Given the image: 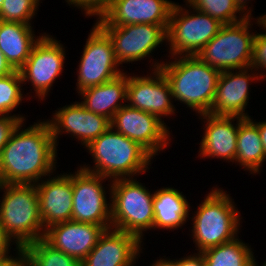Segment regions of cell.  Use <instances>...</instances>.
<instances>
[{
	"label": "cell",
	"instance_id": "cell-14",
	"mask_svg": "<svg viewBox=\"0 0 266 266\" xmlns=\"http://www.w3.org/2000/svg\"><path fill=\"white\" fill-rule=\"evenodd\" d=\"M147 75L128 73L127 105L149 112L164 122L177 113L171 87L160 69L147 71ZM163 118V119H162Z\"/></svg>",
	"mask_w": 266,
	"mask_h": 266
},
{
	"label": "cell",
	"instance_id": "cell-19",
	"mask_svg": "<svg viewBox=\"0 0 266 266\" xmlns=\"http://www.w3.org/2000/svg\"><path fill=\"white\" fill-rule=\"evenodd\" d=\"M143 245L133 234L105 230L81 266H135L144 252Z\"/></svg>",
	"mask_w": 266,
	"mask_h": 266
},
{
	"label": "cell",
	"instance_id": "cell-2",
	"mask_svg": "<svg viewBox=\"0 0 266 266\" xmlns=\"http://www.w3.org/2000/svg\"><path fill=\"white\" fill-rule=\"evenodd\" d=\"M163 59L159 69L169 82L173 101L197 115L210 113L221 71L197 55Z\"/></svg>",
	"mask_w": 266,
	"mask_h": 266
},
{
	"label": "cell",
	"instance_id": "cell-11",
	"mask_svg": "<svg viewBox=\"0 0 266 266\" xmlns=\"http://www.w3.org/2000/svg\"><path fill=\"white\" fill-rule=\"evenodd\" d=\"M76 169L72 172V221L100 225L105 230L111 229L112 180L86 171L80 166ZM106 180L108 187L104 183Z\"/></svg>",
	"mask_w": 266,
	"mask_h": 266
},
{
	"label": "cell",
	"instance_id": "cell-40",
	"mask_svg": "<svg viewBox=\"0 0 266 266\" xmlns=\"http://www.w3.org/2000/svg\"><path fill=\"white\" fill-rule=\"evenodd\" d=\"M163 257L159 256V259L157 257V260L155 259L150 266H176V259H171L166 256Z\"/></svg>",
	"mask_w": 266,
	"mask_h": 266
},
{
	"label": "cell",
	"instance_id": "cell-17",
	"mask_svg": "<svg viewBox=\"0 0 266 266\" xmlns=\"http://www.w3.org/2000/svg\"><path fill=\"white\" fill-rule=\"evenodd\" d=\"M174 4L175 1L171 0H112L110 8L95 22L99 26H168Z\"/></svg>",
	"mask_w": 266,
	"mask_h": 266
},
{
	"label": "cell",
	"instance_id": "cell-18",
	"mask_svg": "<svg viewBox=\"0 0 266 266\" xmlns=\"http://www.w3.org/2000/svg\"><path fill=\"white\" fill-rule=\"evenodd\" d=\"M198 118L204 123L203 135L196 158L221 159L223 162H235L237 135L240 117L215 116L210 113L200 114ZM236 121V122H235Z\"/></svg>",
	"mask_w": 266,
	"mask_h": 266
},
{
	"label": "cell",
	"instance_id": "cell-26",
	"mask_svg": "<svg viewBox=\"0 0 266 266\" xmlns=\"http://www.w3.org/2000/svg\"><path fill=\"white\" fill-rule=\"evenodd\" d=\"M242 239L234 240L208 248L202 252L205 266H252L254 248Z\"/></svg>",
	"mask_w": 266,
	"mask_h": 266
},
{
	"label": "cell",
	"instance_id": "cell-27",
	"mask_svg": "<svg viewBox=\"0 0 266 266\" xmlns=\"http://www.w3.org/2000/svg\"><path fill=\"white\" fill-rule=\"evenodd\" d=\"M26 266H81L74 257L55 249L43 238L21 248Z\"/></svg>",
	"mask_w": 266,
	"mask_h": 266
},
{
	"label": "cell",
	"instance_id": "cell-5",
	"mask_svg": "<svg viewBox=\"0 0 266 266\" xmlns=\"http://www.w3.org/2000/svg\"><path fill=\"white\" fill-rule=\"evenodd\" d=\"M0 225L22 248L44 237L35 184H0Z\"/></svg>",
	"mask_w": 266,
	"mask_h": 266
},
{
	"label": "cell",
	"instance_id": "cell-3",
	"mask_svg": "<svg viewBox=\"0 0 266 266\" xmlns=\"http://www.w3.org/2000/svg\"><path fill=\"white\" fill-rule=\"evenodd\" d=\"M230 195L216 185L197 204L196 211L190 208L192 229H189L191 234L188 235H191L197 252L230 242L239 236L243 218Z\"/></svg>",
	"mask_w": 266,
	"mask_h": 266
},
{
	"label": "cell",
	"instance_id": "cell-12",
	"mask_svg": "<svg viewBox=\"0 0 266 266\" xmlns=\"http://www.w3.org/2000/svg\"><path fill=\"white\" fill-rule=\"evenodd\" d=\"M76 68V93L111 81L124 73L108 34L94 21Z\"/></svg>",
	"mask_w": 266,
	"mask_h": 266
},
{
	"label": "cell",
	"instance_id": "cell-22",
	"mask_svg": "<svg viewBox=\"0 0 266 266\" xmlns=\"http://www.w3.org/2000/svg\"><path fill=\"white\" fill-rule=\"evenodd\" d=\"M33 24L0 20V51L14 70L19 71L31 50L46 33L37 36Z\"/></svg>",
	"mask_w": 266,
	"mask_h": 266
},
{
	"label": "cell",
	"instance_id": "cell-31",
	"mask_svg": "<svg viewBox=\"0 0 266 266\" xmlns=\"http://www.w3.org/2000/svg\"><path fill=\"white\" fill-rule=\"evenodd\" d=\"M256 34L253 40L252 60L250 67L260 76L262 81L266 79V33L261 31Z\"/></svg>",
	"mask_w": 266,
	"mask_h": 266
},
{
	"label": "cell",
	"instance_id": "cell-41",
	"mask_svg": "<svg viewBox=\"0 0 266 266\" xmlns=\"http://www.w3.org/2000/svg\"><path fill=\"white\" fill-rule=\"evenodd\" d=\"M258 24L256 26H258L259 28L261 27V29H263V31L266 33V13H264V15H260L258 17H256Z\"/></svg>",
	"mask_w": 266,
	"mask_h": 266
},
{
	"label": "cell",
	"instance_id": "cell-28",
	"mask_svg": "<svg viewBox=\"0 0 266 266\" xmlns=\"http://www.w3.org/2000/svg\"><path fill=\"white\" fill-rule=\"evenodd\" d=\"M22 77L19 71L0 77V115L18 116L22 121H26L25 114L13 113L22 105V101L28 98L24 94ZM16 109V110H15ZM13 113V114H12Z\"/></svg>",
	"mask_w": 266,
	"mask_h": 266
},
{
	"label": "cell",
	"instance_id": "cell-29",
	"mask_svg": "<svg viewBox=\"0 0 266 266\" xmlns=\"http://www.w3.org/2000/svg\"><path fill=\"white\" fill-rule=\"evenodd\" d=\"M192 8L217 19L220 23L233 24L246 16L235 5L234 0H185Z\"/></svg>",
	"mask_w": 266,
	"mask_h": 266
},
{
	"label": "cell",
	"instance_id": "cell-35",
	"mask_svg": "<svg viewBox=\"0 0 266 266\" xmlns=\"http://www.w3.org/2000/svg\"><path fill=\"white\" fill-rule=\"evenodd\" d=\"M13 254L0 257V266H22L24 264V255L20 247L12 248Z\"/></svg>",
	"mask_w": 266,
	"mask_h": 266
},
{
	"label": "cell",
	"instance_id": "cell-38",
	"mask_svg": "<svg viewBox=\"0 0 266 266\" xmlns=\"http://www.w3.org/2000/svg\"><path fill=\"white\" fill-rule=\"evenodd\" d=\"M15 70L11 67V65L7 62L4 54L0 51V77L9 75L13 73Z\"/></svg>",
	"mask_w": 266,
	"mask_h": 266
},
{
	"label": "cell",
	"instance_id": "cell-24",
	"mask_svg": "<svg viewBox=\"0 0 266 266\" xmlns=\"http://www.w3.org/2000/svg\"><path fill=\"white\" fill-rule=\"evenodd\" d=\"M183 192L174 187H161L154 191V231L182 229L189 222L190 205Z\"/></svg>",
	"mask_w": 266,
	"mask_h": 266
},
{
	"label": "cell",
	"instance_id": "cell-34",
	"mask_svg": "<svg viewBox=\"0 0 266 266\" xmlns=\"http://www.w3.org/2000/svg\"><path fill=\"white\" fill-rule=\"evenodd\" d=\"M176 266H205L203 255L196 251L193 254L176 258Z\"/></svg>",
	"mask_w": 266,
	"mask_h": 266
},
{
	"label": "cell",
	"instance_id": "cell-36",
	"mask_svg": "<svg viewBox=\"0 0 266 266\" xmlns=\"http://www.w3.org/2000/svg\"><path fill=\"white\" fill-rule=\"evenodd\" d=\"M18 247L14 241L6 234L5 230L0 225V257H5L11 254V246Z\"/></svg>",
	"mask_w": 266,
	"mask_h": 266
},
{
	"label": "cell",
	"instance_id": "cell-39",
	"mask_svg": "<svg viewBox=\"0 0 266 266\" xmlns=\"http://www.w3.org/2000/svg\"><path fill=\"white\" fill-rule=\"evenodd\" d=\"M250 119L258 126V131L266 154V119L264 121L259 122L256 121V119L253 120V117H250Z\"/></svg>",
	"mask_w": 266,
	"mask_h": 266
},
{
	"label": "cell",
	"instance_id": "cell-37",
	"mask_svg": "<svg viewBox=\"0 0 266 266\" xmlns=\"http://www.w3.org/2000/svg\"><path fill=\"white\" fill-rule=\"evenodd\" d=\"M251 1L254 0H234L235 5L239 8V10L246 16V17H253V10H252V3ZM249 3L251 6L248 7ZM248 4V5H247Z\"/></svg>",
	"mask_w": 266,
	"mask_h": 266
},
{
	"label": "cell",
	"instance_id": "cell-1",
	"mask_svg": "<svg viewBox=\"0 0 266 266\" xmlns=\"http://www.w3.org/2000/svg\"><path fill=\"white\" fill-rule=\"evenodd\" d=\"M25 124L20 123L0 153V184H36L58 168V149L47 119L26 129Z\"/></svg>",
	"mask_w": 266,
	"mask_h": 266
},
{
	"label": "cell",
	"instance_id": "cell-9",
	"mask_svg": "<svg viewBox=\"0 0 266 266\" xmlns=\"http://www.w3.org/2000/svg\"><path fill=\"white\" fill-rule=\"evenodd\" d=\"M100 27L110 37L116 60L122 68L123 64L130 65V63L132 64L133 62V64H135L137 61L140 62L141 60L150 59L148 61L150 68H147L150 71L159 69L164 62L161 58L159 60L156 58L154 59L153 54L158 48L161 46L163 47V45L167 43L166 30L168 26L129 24L123 26Z\"/></svg>",
	"mask_w": 266,
	"mask_h": 266
},
{
	"label": "cell",
	"instance_id": "cell-43",
	"mask_svg": "<svg viewBox=\"0 0 266 266\" xmlns=\"http://www.w3.org/2000/svg\"><path fill=\"white\" fill-rule=\"evenodd\" d=\"M3 1H4V0H0V10H1V8H2Z\"/></svg>",
	"mask_w": 266,
	"mask_h": 266
},
{
	"label": "cell",
	"instance_id": "cell-20",
	"mask_svg": "<svg viewBox=\"0 0 266 266\" xmlns=\"http://www.w3.org/2000/svg\"><path fill=\"white\" fill-rule=\"evenodd\" d=\"M55 174L56 171L35 184L44 229L72 220V172Z\"/></svg>",
	"mask_w": 266,
	"mask_h": 266
},
{
	"label": "cell",
	"instance_id": "cell-10",
	"mask_svg": "<svg viewBox=\"0 0 266 266\" xmlns=\"http://www.w3.org/2000/svg\"><path fill=\"white\" fill-rule=\"evenodd\" d=\"M60 42L54 35L45 33L34 45L24 66L19 70L23 86L29 84L32 88L26 93L29 101L32 97L38 98L40 102L45 101L51 93L50 90H53V84L62 76L67 47ZM32 93L35 96L31 95Z\"/></svg>",
	"mask_w": 266,
	"mask_h": 266
},
{
	"label": "cell",
	"instance_id": "cell-33",
	"mask_svg": "<svg viewBox=\"0 0 266 266\" xmlns=\"http://www.w3.org/2000/svg\"><path fill=\"white\" fill-rule=\"evenodd\" d=\"M21 122L18 116L0 115V153Z\"/></svg>",
	"mask_w": 266,
	"mask_h": 266
},
{
	"label": "cell",
	"instance_id": "cell-32",
	"mask_svg": "<svg viewBox=\"0 0 266 266\" xmlns=\"http://www.w3.org/2000/svg\"><path fill=\"white\" fill-rule=\"evenodd\" d=\"M72 8L81 10L85 17L100 18L111 6L112 0H65Z\"/></svg>",
	"mask_w": 266,
	"mask_h": 266
},
{
	"label": "cell",
	"instance_id": "cell-21",
	"mask_svg": "<svg viewBox=\"0 0 266 266\" xmlns=\"http://www.w3.org/2000/svg\"><path fill=\"white\" fill-rule=\"evenodd\" d=\"M104 231L100 225L70 220L46 228L43 239L55 249L82 262Z\"/></svg>",
	"mask_w": 266,
	"mask_h": 266
},
{
	"label": "cell",
	"instance_id": "cell-23",
	"mask_svg": "<svg viewBox=\"0 0 266 266\" xmlns=\"http://www.w3.org/2000/svg\"><path fill=\"white\" fill-rule=\"evenodd\" d=\"M127 73L128 71H125L111 81L80 91V103L88 111L112 120L115 113L126 104Z\"/></svg>",
	"mask_w": 266,
	"mask_h": 266
},
{
	"label": "cell",
	"instance_id": "cell-42",
	"mask_svg": "<svg viewBox=\"0 0 266 266\" xmlns=\"http://www.w3.org/2000/svg\"><path fill=\"white\" fill-rule=\"evenodd\" d=\"M258 263L259 262H257V259H256L255 255H254L252 266H259ZM260 264H262L261 266H266V259H265V261L263 263H260Z\"/></svg>",
	"mask_w": 266,
	"mask_h": 266
},
{
	"label": "cell",
	"instance_id": "cell-30",
	"mask_svg": "<svg viewBox=\"0 0 266 266\" xmlns=\"http://www.w3.org/2000/svg\"><path fill=\"white\" fill-rule=\"evenodd\" d=\"M43 0H4L0 10V20L33 24L40 2Z\"/></svg>",
	"mask_w": 266,
	"mask_h": 266
},
{
	"label": "cell",
	"instance_id": "cell-4",
	"mask_svg": "<svg viewBox=\"0 0 266 266\" xmlns=\"http://www.w3.org/2000/svg\"><path fill=\"white\" fill-rule=\"evenodd\" d=\"M85 150L89 151L94 164L83 163L79 164L80 167L110 180L139 177L153 168V157L138 143L112 127L93 140Z\"/></svg>",
	"mask_w": 266,
	"mask_h": 266
},
{
	"label": "cell",
	"instance_id": "cell-15",
	"mask_svg": "<svg viewBox=\"0 0 266 266\" xmlns=\"http://www.w3.org/2000/svg\"><path fill=\"white\" fill-rule=\"evenodd\" d=\"M51 116V120L47 121L57 148H59V138L64 134L71 139L76 138V142H80V145L86 148L111 127L110 119L88 111L80 101L57 108Z\"/></svg>",
	"mask_w": 266,
	"mask_h": 266
},
{
	"label": "cell",
	"instance_id": "cell-25",
	"mask_svg": "<svg viewBox=\"0 0 266 266\" xmlns=\"http://www.w3.org/2000/svg\"><path fill=\"white\" fill-rule=\"evenodd\" d=\"M266 154L258 131V126L250 119L240 117L237 135L235 166L258 175L263 170ZM237 164V165H236Z\"/></svg>",
	"mask_w": 266,
	"mask_h": 266
},
{
	"label": "cell",
	"instance_id": "cell-8",
	"mask_svg": "<svg viewBox=\"0 0 266 266\" xmlns=\"http://www.w3.org/2000/svg\"><path fill=\"white\" fill-rule=\"evenodd\" d=\"M253 24H258L257 19L246 17L240 22L222 25L197 56L219 71L249 68L256 34Z\"/></svg>",
	"mask_w": 266,
	"mask_h": 266
},
{
	"label": "cell",
	"instance_id": "cell-13",
	"mask_svg": "<svg viewBox=\"0 0 266 266\" xmlns=\"http://www.w3.org/2000/svg\"><path fill=\"white\" fill-rule=\"evenodd\" d=\"M111 127L138 143L154 159L156 155L161 154L160 151L163 152L171 145L174 138L170 127L157 116L127 104L115 113L111 120Z\"/></svg>",
	"mask_w": 266,
	"mask_h": 266
},
{
	"label": "cell",
	"instance_id": "cell-16",
	"mask_svg": "<svg viewBox=\"0 0 266 266\" xmlns=\"http://www.w3.org/2000/svg\"><path fill=\"white\" fill-rule=\"evenodd\" d=\"M262 82L259 74L251 67L241 70L221 71L210 114L250 118L247 106L250 85Z\"/></svg>",
	"mask_w": 266,
	"mask_h": 266
},
{
	"label": "cell",
	"instance_id": "cell-7",
	"mask_svg": "<svg viewBox=\"0 0 266 266\" xmlns=\"http://www.w3.org/2000/svg\"><path fill=\"white\" fill-rule=\"evenodd\" d=\"M183 1L185 5L175 2L170 13L165 45H169L165 49L169 53L165 55L168 58L197 55L223 25L217 19Z\"/></svg>",
	"mask_w": 266,
	"mask_h": 266
},
{
	"label": "cell",
	"instance_id": "cell-6",
	"mask_svg": "<svg viewBox=\"0 0 266 266\" xmlns=\"http://www.w3.org/2000/svg\"><path fill=\"white\" fill-rule=\"evenodd\" d=\"M147 188L137 177L111 182V228L133 234L143 244L144 234L154 230V191Z\"/></svg>",
	"mask_w": 266,
	"mask_h": 266
}]
</instances>
